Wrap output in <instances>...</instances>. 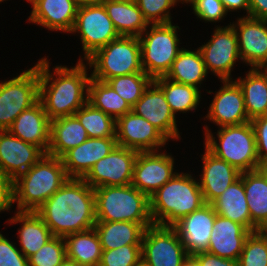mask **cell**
I'll return each mask as SVG.
<instances>
[{
	"mask_svg": "<svg viewBox=\"0 0 267 266\" xmlns=\"http://www.w3.org/2000/svg\"><path fill=\"white\" fill-rule=\"evenodd\" d=\"M189 4L196 18L205 23L222 22L228 15L220 0H192Z\"/></svg>",
	"mask_w": 267,
	"mask_h": 266,
	"instance_id": "43",
	"label": "cell"
},
{
	"mask_svg": "<svg viewBox=\"0 0 267 266\" xmlns=\"http://www.w3.org/2000/svg\"><path fill=\"white\" fill-rule=\"evenodd\" d=\"M117 145L138 152L162 150L170 142L145 118L130 111L116 120Z\"/></svg>",
	"mask_w": 267,
	"mask_h": 266,
	"instance_id": "15",
	"label": "cell"
},
{
	"mask_svg": "<svg viewBox=\"0 0 267 266\" xmlns=\"http://www.w3.org/2000/svg\"><path fill=\"white\" fill-rule=\"evenodd\" d=\"M106 0H74L75 5L80 8L84 6L102 5Z\"/></svg>",
	"mask_w": 267,
	"mask_h": 266,
	"instance_id": "50",
	"label": "cell"
},
{
	"mask_svg": "<svg viewBox=\"0 0 267 266\" xmlns=\"http://www.w3.org/2000/svg\"><path fill=\"white\" fill-rule=\"evenodd\" d=\"M141 261V245H125L103 250L99 266H137Z\"/></svg>",
	"mask_w": 267,
	"mask_h": 266,
	"instance_id": "42",
	"label": "cell"
},
{
	"mask_svg": "<svg viewBox=\"0 0 267 266\" xmlns=\"http://www.w3.org/2000/svg\"><path fill=\"white\" fill-rule=\"evenodd\" d=\"M138 151L116 146L96 162L83 180L93 189L102 186L130 185Z\"/></svg>",
	"mask_w": 267,
	"mask_h": 266,
	"instance_id": "13",
	"label": "cell"
},
{
	"mask_svg": "<svg viewBox=\"0 0 267 266\" xmlns=\"http://www.w3.org/2000/svg\"><path fill=\"white\" fill-rule=\"evenodd\" d=\"M238 263L239 266H267V236L261 230L246 238Z\"/></svg>",
	"mask_w": 267,
	"mask_h": 266,
	"instance_id": "39",
	"label": "cell"
},
{
	"mask_svg": "<svg viewBox=\"0 0 267 266\" xmlns=\"http://www.w3.org/2000/svg\"><path fill=\"white\" fill-rule=\"evenodd\" d=\"M137 6L148 25L172 23L170 10L178 3L175 0H136Z\"/></svg>",
	"mask_w": 267,
	"mask_h": 266,
	"instance_id": "41",
	"label": "cell"
},
{
	"mask_svg": "<svg viewBox=\"0 0 267 266\" xmlns=\"http://www.w3.org/2000/svg\"><path fill=\"white\" fill-rule=\"evenodd\" d=\"M153 223H135L128 221H96V230L102 250L117 249L125 245H141L144 231Z\"/></svg>",
	"mask_w": 267,
	"mask_h": 266,
	"instance_id": "28",
	"label": "cell"
},
{
	"mask_svg": "<svg viewBox=\"0 0 267 266\" xmlns=\"http://www.w3.org/2000/svg\"><path fill=\"white\" fill-rule=\"evenodd\" d=\"M7 224H17V239L19 249L28 259L53 237L49 227L34 211H15L14 216L5 221Z\"/></svg>",
	"mask_w": 267,
	"mask_h": 266,
	"instance_id": "26",
	"label": "cell"
},
{
	"mask_svg": "<svg viewBox=\"0 0 267 266\" xmlns=\"http://www.w3.org/2000/svg\"><path fill=\"white\" fill-rule=\"evenodd\" d=\"M91 78L106 82L115 76L144 72L140 41L136 36H120L97 50L85 61Z\"/></svg>",
	"mask_w": 267,
	"mask_h": 266,
	"instance_id": "8",
	"label": "cell"
},
{
	"mask_svg": "<svg viewBox=\"0 0 267 266\" xmlns=\"http://www.w3.org/2000/svg\"><path fill=\"white\" fill-rule=\"evenodd\" d=\"M35 212L53 236L92 229L97 221L94 189L83 179L69 178Z\"/></svg>",
	"mask_w": 267,
	"mask_h": 266,
	"instance_id": "2",
	"label": "cell"
},
{
	"mask_svg": "<svg viewBox=\"0 0 267 266\" xmlns=\"http://www.w3.org/2000/svg\"><path fill=\"white\" fill-rule=\"evenodd\" d=\"M132 111L156 127L169 141L181 139L176 124L177 117L172 113L163 91L152 81L142 97L132 106Z\"/></svg>",
	"mask_w": 267,
	"mask_h": 266,
	"instance_id": "19",
	"label": "cell"
},
{
	"mask_svg": "<svg viewBox=\"0 0 267 266\" xmlns=\"http://www.w3.org/2000/svg\"><path fill=\"white\" fill-rule=\"evenodd\" d=\"M256 140V150L260 168H267V115L250 121Z\"/></svg>",
	"mask_w": 267,
	"mask_h": 266,
	"instance_id": "45",
	"label": "cell"
},
{
	"mask_svg": "<svg viewBox=\"0 0 267 266\" xmlns=\"http://www.w3.org/2000/svg\"><path fill=\"white\" fill-rule=\"evenodd\" d=\"M97 221L153 223L149 197L134 186H102L94 189Z\"/></svg>",
	"mask_w": 267,
	"mask_h": 266,
	"instance_id": "6",
	"label": "cell"
},
{
	"mask_svg": "<svg viewBox=\"0 0 267 266\" xmlns=\"http://www.w3.org/2000/svg\"><path fill=\"white\" fill-rule=\"evenodd\" d=\"M110 2H135L136 0H107Z\"/></svg>",
	"mask_w": 267,
	"mask_h": 266,
	"instance_id": "52",
	"label": "cell"
},
{
	"mask_svg": "<svg viewBox=\"0 0 267 266\" xmlns=\"http://www.w3.org/2000/svg\"><path fill=\"white\" fill-rule=\"evenodd\" d=\"M201 156L202 171L199 181L206 203L211 204L241 175L236 168L216 157L206 148Z\"/></svg>",
	"mask_w": 267,
	"mask_h": 266,
	"instance_id": "23",
	"label": "cell"
},
{
	"mask_svg": "<svg viewBox=\"0 0 267 266\" xmlns=\"http://www.w3.org/2000/svg\"><path fill=\"white\" fill-rule=\"evenodd\" d=\"M39 100V73L36 65L10 80L0 82V130H8L24 110Z\"/></svg>",
	"mask_w": 267,
	"mask_h": 266,
	"instance_id": "9",
	"label": "cell"
},
{
	"mask_svg": "<svg viewBox=\"0 0 267 266\" xmlns=\"http://www.w3.org/2000/svg\"><path fill=\"white\" fill-rule=\"evenodd\" d=\"M211 205L216 214L243 225L251 232V217L243 185V173Z\"/></svg>",
	"mask_w": 267,
	"mask_h": 266,
	"instance_id": "30",
	"label": "cell"
},
{
	"mask_svg": "<svg viewBox=\"0 0 267 266\" xmlns=\"http://www.w3.org/2000/svg\"><path fill=\"white\" fill-rule=\"evenodd\" d=\"M67 258L64 237L53 236L28 258L29 266H59Z\"/></svg>",
	"mask_w": 267,
	"mask_h": 266,
	"instance_id": "40",
	"label": "cell"
},
{
	"mask_svg": "<svg viewBox=\"0 0 267 266\" xmlns=\"http://www.w3.org/2000/svg\"><path fill=\"white\" fill-rule=\"evenodd\" d=\"M46 153L9 130H0V173L11 183Z\"/></svg>",
	"mask_w": 267,
	"mask_h": 266,
	"instance_id": "18",
	"label": "cell"
},
{
	"mask_svg": "<svg viewBox=\"0 0 267 266\" xmlns=\"http://www.w3.org/2000/svg\"><path fill=\"white\" fill-rule=\"evenodd\" d=\"M222 86L216 89L204 120L220 127L249 122L241 87L234 80H220Z\"/></svg>",
	"mask_w": 267,
	"mask_h": 266,
	"instance_id": "17",
	"label": "cell"
},
{
	"mask_svg": "<svg viewBox=\"0 0 267 266\" xmlns=\"http://www.w3.org/2000/svg\"><path fill=\"white\" fill-rule=\"evenodd\" d=\"M74 116L83 125L89 138L115 137L116 121L88 101Z\"/></svg>",
	"mask_w": 267,
	"mask_h": 266,
	"instance_id": "37",
	"label": "cell"
},
{
	"mask_svg": "<svg viewBox=\"0 0 267 266\" xmlns=\"http://www.w3.org/2000/svg\"><path fill=\"white\" fill-rule=\"evenodd\" d=\"M88 102L115 121L132 111V107L107 82L90 78Z\"/></svg>",
	"mask_w": 267,
	"mask_h": 266,
	"instance_id": "36",
	"label": "cell"
},
{
	"mask_svg": "<svg viewBox=\"0 0 267 266\" xmlns=\"http://www.w3.org/2000/svg\"><path fill=\"white\" fill-rule=\"evenodd\" d=\"M103 5L120 36L139 37L148 26L136 2L106 0Z\"/></svg>",
	"mask_w": 267,
	"mask_h": 266,
	"instance_id": "35",
	"label": "cell"
},
{
	"mask_svg": "<svg viewBox=\"0 0 267 266\" xmlns=\"http://www.w3.org/2000/svg\"><path fill=\"white\" fill-rule=\"evenodd\" d=\"M71 33L79 34L84 51L78 61H86L97 50L120 37L103 4L78 8Z\"/></svg>",
	"mask_w": 267,
	"mask_h": 266,
	"instance_id": "10",
	"label": "cell"
},
{
	"mask_svg": "<svg viewBox=\"0 0 267 266\" xmlns=\"http://www.w3.org/2000/svg\"><path fill=\"white\" fill-rule=\"evenodd\" d=\"M177 3H186L187 5L192 1V0H175Z\"/></svg>",
	"mask_w": 267,
	"mask_h": 266,
	"instance_id": "53",
	"label": "cell"
},
{
	"mask_svg": "<svg viewBox=\"0 0 267 266\" xmlns=\"http://www.w3.org/2000/svg\"><path fill=\"white\" fill-rule=\"evenodd\" d=\"M149 200L153 224L171 227L206 204L199 181L190 172H177Z\"/></svg>",
	"mask_w": 267,
	"mask_h": 266,
	"instance_id": "4",
	"label": "cell"
},
{
	"mask_svg": "<svg viewBox=\"0 0 267 266\" xmlns=\"http://www.w3.org/2000/svg\"><path fill=\"white\" fill-rule=\"evenodd\" d=\"M249 17L267 20V0H249Z\"/></svg>",
	"mask_w": 267,
	"mask_h": 266,
	"instance_id": "48",
	"label": "cell"
},
{
	"mask_svg": "<svg viewBox=\"0 0 267 266\" xmlns=\"http://www.w3.org/2000/svg\"><path fill=\"white\" fill-rule=\"evenodd\" d=\"M28 3H31L32 1H34V0H26Z\"/></svg>",
	"mask_w": 267,
	"mask_h": 266,
	"instance_id": "56",
	"label": "cell"
},
{
	"mask_svg": "<svg viewBox=\"0 0 267 266\" xmlns=\"http://www.w3.org/2000/svg\"><path fill=\"white\" fill-rule=\"evenodd\" d=\"M161 151L138 152L135 159L131 185L148 197L177 173L173 155Z\"/></svg>",
	"mask_w": 267,
	"mask_h": 266,
	"instance_id": "14",
	"label": "cell"
},
{
	"mask_svg": "<svg viewBox=\"0 0 267 266\" xmlns=\"http://www.w3.org/2000/svg\"><path fill=\"white\" fill-rule=\"evenodd\" d=\"M244 77L234 79L244 95L249 120L267 115V72L262 68H250Z\"/></svg>",
	"mask_w": 267,
	"mask_h": 266,
	"instance_id": "31",
	"label": "cell"
},
{
	"mask_svg": "<svg viewBox=\"0 0 267 266\" xmlns=\"http://www.w3.org/2000/svg\"><path fill=\"white\" fill-rule=\"evenodd\" d=\"M50 64L48 56L35 64L39 73V101L50 120L73 116L88 101L90 68L85 61H77L71 68L53 66L51 72Z\"/></svg>",
	"mask_w": 267,
	"mask_h": 266,
	"instance_id": "1",
	"label": "cell"
},
{
	"mask_svg": "<svg viewBox=\"0 0 267 266\" xmlns=\"http://www.w3.org/2000/svg\"><path fill=\"white\" fill-rule=\"evenodd\" d=\"M153 82L163 91L165 99L170 106L172 113H193L201 102V90L192 85H186L172 81L165 76L153 79Z\"/></svg>",
	"mask_w": 267,
	"mask_h": 266,
	"instance_id": "34",
	"label": "cell"
},
{
	"mask_svg": "<svg viewBox=\"0 0 267 266\" xmlns=\"http://www.w3.org/2000/svg\"><path fill=\"white\" fill-rule=\"evenodd\" d=\"M263 69L267 72V65Z\"/></svg>",
	"mask_w": 267,
	"mask_h": 266,
	"instance_id": "58",
	"label": "cell"
},
{
	"mask_svg": "<svg viewBox=\"0 0 267 266\" xmlns=\"http://www.w3.org/2000/svg\"><path fill=\"white\" fill-rule=\"evenodd\" d=\"M198 48L208 73L217 76L220 80H232L231 72L241 58L237 36L230 24L217 25L208 42Z\"/></svg>",
	"mask_w": 267,
	"mask_h": 266,
	"instance_id": "12",
	"label": "cell"
},
{
	"mask_svg": "<svg viewBox=\"0 0 267 266\" xmlns=\"http://www.w3.org/2000/svg\"><path fill=\"white\" fill-rule=\"evenodd\" d=\"M28 22L48 31L71 33L78 7L74 0H34Z\"/></svg>",
	"mask_w": 267,
	"mask_h": 266,
	"instance_id": "22",
	"label": "cell"
},
{
	"mask_svg": "<svg viewBox=\"0 0 267 266\" xmlns=\"http://www.w3.org/2000/svg\"><path fill=\"white\" fill-rule=\"evenodd\" d=\"M69 179L61 158L45 154L11 182V208L36 211Z\"/></svg>",
	"mask_w": 267,
	"mask_h": 266,
	"instance_id": "3",
	"label": "cell"
},
{
	"mask_svg": "<svg viewBox=\"0 0 267 266\" xmlns=\"http://www.w3.org/2000/svg\"><path fill=\"white\" fill-rule=\"evenodd\" d=\"M10 186L11 183L0 173V213L12 210Z\"/></svg>",
	"mask_w": 267,
	"mask_h": 266,
	"instance_id": "47",
	"label": "cell"
},
{
	"mask_svg": "<svg viewBox=\"0 0 267 266\" xmlns=\"http://www.w3.org/2000/svg\"><path fill=\"white\" fill-rule=\"evenodd\" d=\"M50 121L38 100L20 113L8 130L24 142L34 144L47 153L50 143Z\"/></svg>",
	"mask_w": 267,
	"mask_h": 266,
	"instance_id": "25",
	"label": "cell"
},
{
	"mask_svg": "<svg viewBox=\"0 0 267 266\" xmlns=\"http://www.w3.org/2000/svg\"><path fill=\"white\" fill-rule=\"evenodd\" d=\"M153 79L145 72L115 76L106 82L132 107Z\"/></svg>",
	"mask_w": 267,
	"mask_h": 266,
	"instance_id": "38",
	"label": "cell"
},
{
	"mask_svg": "<svg viewBox=\"0 0 267 266\" xmlns=\"http://www.w3.org/2000/svg\"><path fill=\"white\" fill-rule=\"evenodd\" d=\"M216 215L213 206L206 203L173 226L190 256L207 251Z\"/></svg>",
	"mask_w": 267,
	"mask_h": 266,
	"instance_id": "20",
	"label": "cell"
},
{
	"mask_svg": "<svg viewBox=\"0 0 267 266\" xmlns=\"http://www.w3.org/2000/svg\"><path fill=\"white\" fill-rule=\"evenodd\" d=\"M250 233L243 225L217 214L207 252L238 261Z\"/></svg>",
	"mask_w": 267,
	"mask_h": 266,
	"instance_id": "24",
	"label": "cell"
},
{
	"mask_svg": "<svg viewBox=\"0 0 267 266\" xmlns=\"http://www.w3.org/2000/svg\"><path fill=\"white\" fill-rule=\"evenodd\" d=\"M59 266H79L75 261L65 259Z\"/></svg>",
	"mask_w": 267,
	"mask_h": 266,
	"instance_id": "51",
	"label": "cell"
},
{
	"mask_svg": "<svg viewBox=\"0 0 267 266\" xmlns=\"http://www.w3.org/2000/svg\"><path fill=\"white\" fill-rule=\"evenodd\" d=\"M192 257L199 266H239L238 261L221 258L207 251L197 252Z\"/></svg>",
	"mask_w": 267,
	"mask_h": 266,
	"instance_id": "46",
	"label": "cell"
},
{
	"mask_svg": "<svg viewBox=\"0 0 267 266\" xmlns=\"http://www.w3.org/2000/svg\"><path fill=\"white\" fill-rule=\"evenodd\" d=\"M226 10L227 13L229 12H237L239 11H245L246 15H243V17H249V0H220Z\"/></svg>",
	"mask_w": 267,
	"mask_h": 266,
	"instance_id": "49",
	"label": "cell"
},
{
	"mask_svg": "<svg viewBox=\"0 0 267 266\" xmlns=\"http://www.w3.org/2000/svg\"><path fill=\"white\" fill-rule=\"evenodd\" d=\"M262 232L267 236V226L262 230Z\"/></svg>",
	"mask_w": 267,
	"mask_h": 266,
	"instance_id": "55",
	"label": "cell"
},
{
	"mask_svg": "<svg viewBox=\"0 0 267 266\" xmlns=\"http://www.w3.org/2000/svg\"><path fill=\"white\" fill-rule=\"evenodd\" d=\"M230 25L237 36L241 62L263 69L267 65V20L241 16Z\"/></svg>",
	"mask_w": 267,
	"mask_h": 266,
	"instance_id": "16",
	"label": "cell"
},
{
	"mask_svg": "<svg viewBox=\"0 0 267 266\" xmlns=\"http://www.w3.org/2000/svg\"><path fill=\"white\" fill-rule=\"evenodd\" d=\"M179 30L180 27L173 22L148 25L138 37L142 68L152 79L165 76L183 49L180 46Z\"/></svg>",
	"mask_w": 267,
	"mask_h": 266,
	"instance_id": "7",
	"label": "cell"
},
{
	"mask_svg": "<svg viewBox=\"0 0 267 266\" xmlns=\"http://www.w3.org/2000/svg\"><path fill=\"white\" fill-rule=\"evenodd\" d=\"M137 266H148L143 261H141Z\"/></svg>",
	"mask_w": 267,
	"mask_h": 266,
	"instance_id": "54",
	"label": "cell"
},
{
	"mask_svg": "<svg viewBox=\"0 0 267 266\" xmlns=\"http://www.w3.org/2000/svg\"><path fill=\"white\" fill-rule=\"evenodd\" d=\"M0 232V266H29L28 259Z\"/></svg>",
	"mask_w": 267,
	"mask_h": 266,
	"instance_id": "44",
	"label": "cell"
},
{
	"mask_svg": "<svg viewBox=\"0 0 267 266\" xmlns=\"http://www.w3.org/2000/svg\"><path fill=\"white\" fill-rule=\"evenodd\" d=\"M4 1L6 2V1H8V0H0V3H2V2L4 3Z\"/></svg>",
	"mask_w": 267,
	"mask_h": 266,
	"instance_id": "57",
	"label": "cell"
},
{
	"mask_svg": "<svg viewBox=\"0 0 267 266\" xmlns=\"http://www.w3.org/2000/svg\"><path fill=\"white\" fill-rule=\"evenodd\" d=\"M243 185L251 217V233L267 226V168L243 172Z\"/></svg>",
	"mask_w": 267,
	"mask_h": 266,
	"instance_id": "27",
	"label": "cell"
},
{
	"mask_svg": "<svg viewBox=\"0 0 267 266\" xmlns=\"http://www.w3.org/2000/svg\"><path fill=\"white\" fill-rule=\"evenodd\" d=\"M67 259L79 266H99L102 257V246L94 228L64 237Z\"/></svg>",
	"mask_w": 267,
	"mask_h": 266,
	"instance_id": "33",
	"label": "cell"
},
{
	"mask_svg": "<svg viewBox=\"0 0 267 266\" xmlns=\"http://www.w3.org/2000/svg\"><path fill=\"white\" fill-rule=\"evenodd\" d=\"M117 146L116 137L88 138L70 149L62 157L69 178L83 179L93 165L107 156Z\"/></svg>",
	"mask_w": 267,
	"mask_h": 266,
	"instance_id": "21",
	"label": "cell"
},
{
	"mask_svg": "<svg viewBox=\"0 0 267 266\" xmlns=\"http://www.w3.org/2000/svg\"><path fill=\"white\" fill-rule=\"evenodd\" d=\"M204 148L239 172L259 169L255 133L251 122L220 127L216 137L205 124ZM218 138V139H217Z\"/></svg>",
	"mask_w": 267,
	"mask_h": 266,
	"instance_id": "5",
	"label": "cell"
},
{
	"mask_svg": "<svg viewBox=\"0 0 267 266\" xmlns=\"http://www.w3.org/2000/svg\"><path fill=\"white\" fill-rule=\"evenodd\" d=\"M88 138L85 128L74 115L56 118L50 121V143L47 154L61 158L67 151Z\"/></svg>",
	"mask_w": 267,
	"mask_h": 266,
	"instance_id": "29",
	"label": "cell"
},
{
	"mask_svg": "<svg viewBox=\"0 0 267 266\" xmlns=\"http://www.w3.org/2000/svg\"><path fill=\"white\" fill-rule=\"evenodd\" d=\"M190 255L177 230L153 224L144 231L141 259L148 266H182Z\"/></svg>",
	"mask_w": 267,
	"mask_h": 266,
	"instance_id": "11",
	"label": "cell"
},
{
	"mask_svg": "<svg viewBox=\"0 0 267 266\" xmlns=\"http://www.w3.org/2000/svg\"><path fill=\"white\" fill-rule=\"evenodd\" d=\"M208 72L203 61L202 54L199 48L194 50L183 49L173 61L170 70L165 75L166 78L197 87L202 88L203 81L207 80ZM201 86V87H200Z\"/></svg>",
	"mask_w": 267,
	"mask_h": 266,
	"instance_id": "32",
	"label": "cell"
}]
</instances>
